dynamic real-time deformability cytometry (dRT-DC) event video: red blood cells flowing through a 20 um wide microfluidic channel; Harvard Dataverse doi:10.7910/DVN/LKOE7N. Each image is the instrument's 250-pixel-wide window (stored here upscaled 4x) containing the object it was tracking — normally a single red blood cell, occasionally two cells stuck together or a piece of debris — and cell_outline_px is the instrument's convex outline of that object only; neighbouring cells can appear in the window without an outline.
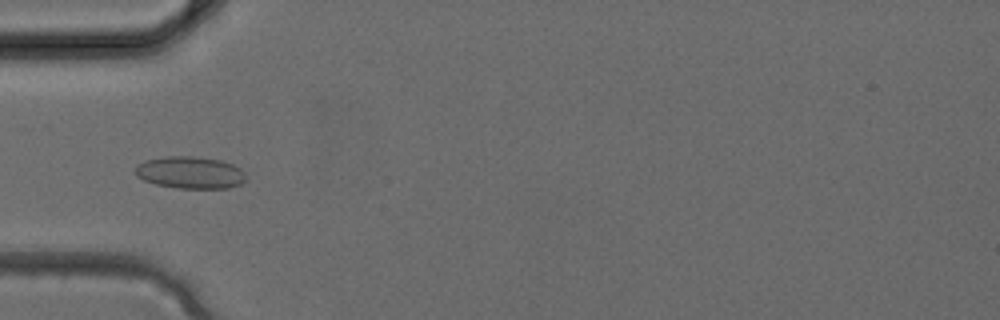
{"species": "common noctule bat (a hibernating species)", "species_latin": "Nyctalus noctula", "temperature_condition": "cold", "stored_images_in_passage": 4, "camera_frame_rate_fps": 3000, "um_per_image_px": 0.085, "animal": {"sex": "female", "body_mass_g": 24.6, "forearm_length_mm": 56.2}, "frame": {"image": 1, "passage_image": 4, "time_ms": 1.0, "image_size_px": [1000, 320], "cell_outline_px": [[244, 180], [240, 184], [228, 188], [180, 188], [156, 184], [144, 180], [136, 176], [136, 164], [148, 160], [164, 156], [192, 156], [220, 160], [232, 164], [240, 168], [244, 172]], "centroid_in_image_um": [16.15, 14.66], "position_along_channel_um": 68.8, "area_um2": 20.52}}